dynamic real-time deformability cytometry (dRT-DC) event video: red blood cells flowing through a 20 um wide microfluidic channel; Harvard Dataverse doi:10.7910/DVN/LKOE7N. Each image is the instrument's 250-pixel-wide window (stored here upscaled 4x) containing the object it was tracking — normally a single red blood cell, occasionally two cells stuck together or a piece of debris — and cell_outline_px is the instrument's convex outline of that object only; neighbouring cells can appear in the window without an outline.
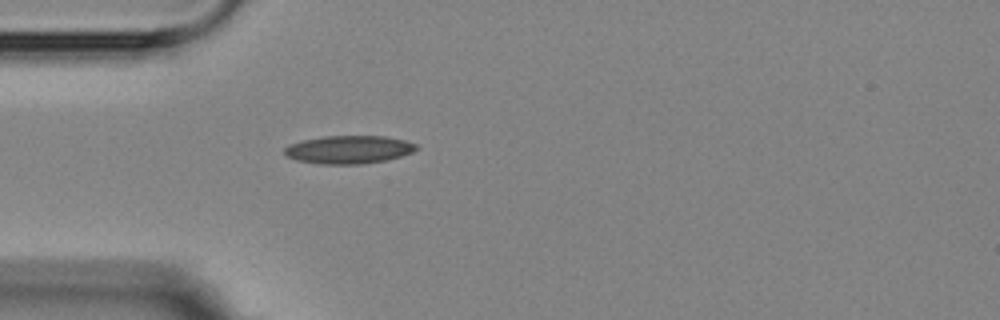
{"species": "Egyptian fruit bat (a non-hibernating species)", "species_latin": "Rousettus aegyptiacus", "temperature_condition": "room temperature", "stored_images_in_passage": 1, "camera_frame_rate_fps": 3000, "um_per_image_px": 0.085, "animal": {"sex": "female"}, "frame": {"image": 1, "passage_image": 1, "time_ms": 0.0, "image_size_px": [1000, 320], "cell_outline_px": [[420, 148], [412, 152], [400, 156], [384, 160], [360, 164], [320, 164], [296, 160], [284, 156], [284, 148], [288, 144], [300, 140], [324, 136], [384, 136], [404, 140], [416, 144]], "centroid_in_image_um": [29.59, 12.71], "position_along_channel_um": 55.4, "area_um2": 21.68}}